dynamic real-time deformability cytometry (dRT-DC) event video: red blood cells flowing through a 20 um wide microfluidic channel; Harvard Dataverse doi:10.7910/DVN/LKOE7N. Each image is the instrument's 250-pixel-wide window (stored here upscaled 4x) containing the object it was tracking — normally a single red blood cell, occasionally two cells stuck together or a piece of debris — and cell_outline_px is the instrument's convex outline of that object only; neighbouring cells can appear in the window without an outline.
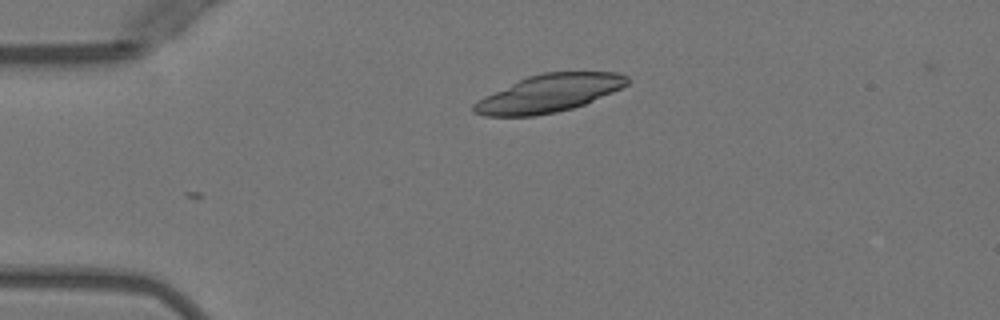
{"species": "Egyptian fruit bat (a non-hibernating species)", "species_latin": "Rousettus aegyptiacus", "temperature_condition": "warm", "stored_images_in_passage": 2, "camera_frame_rate_fps": 3000, "um_per_image_px": 0.085, "animal": {"sex": "female"}, "frame": {"image": 1, "passage_image": 1, "time_ms": 0.0, "image_size_px": [1000, 320], "cell_outline_px": [[628, 84], [612, 92], [584, 104], [572, 108], [556, 112], [536, 116], [484, 116], [472, 112], [472, 104], [484, 96], [528, 76], [544, 72], [616, 72], [628, 76]], "centroid_in_image_um": [46.64, 7.94], "position_along_channel_um": 38.4, "area_um2": 33.41}}